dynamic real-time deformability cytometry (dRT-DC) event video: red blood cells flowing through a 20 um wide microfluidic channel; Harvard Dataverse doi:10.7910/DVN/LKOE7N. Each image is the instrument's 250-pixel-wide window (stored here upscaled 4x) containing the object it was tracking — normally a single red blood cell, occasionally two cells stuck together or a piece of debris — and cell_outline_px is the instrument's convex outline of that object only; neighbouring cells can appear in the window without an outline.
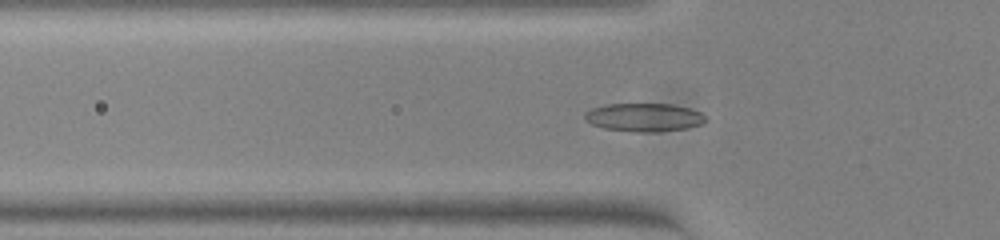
{"species": "common noctule bat (a hibernating species)", "species_latin": "Nyctalus noctula", "temperature_condition": "warm", "stored_images_in_passage": 55, "camera_frame_rate_fps": 3000, "um_per_image_px": 0.085, "animal": {"sex": "female", "body_mass_g": 23.0, "forearm_length_mm": 53.4}, "frame": {"image": 1, "passage_image": 18, "time_ms": 5.667, "image_size_px": [1000, 240], "cell_outline_px": [[708, 120], [704, 124], [688, 128], [656, 132], [636, 132], [604, 128], [592, 124], [584, 120], [584, 112], [592, 108], [604, 104], [672, 104], [688, 108], [700, 112]], "centroid_in_image_um": [54.74, 9.98], "position_along_channel_um": 71.1, "area_um2": 20.11}}
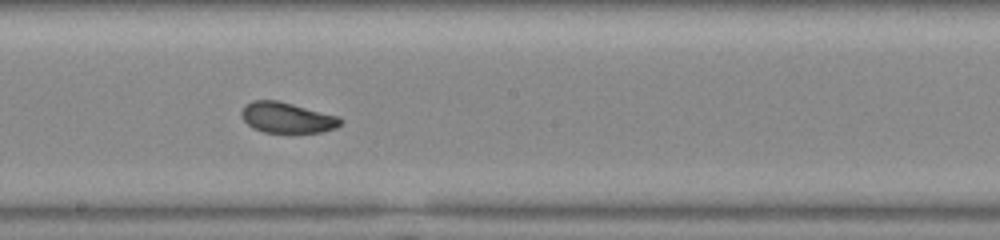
{"frame": {"image": 2, "passage_image": 30, "time_ms": 9.667, "image_size_px": [1000, 240], "cell_outline_px": [[344, 120], [336, 128], [320, 132], [264, 132], [252, 128], [244, 120], [240, 112], [244, 104], [252, 100], [276, 100], [340, 116]], "centroid_in_image_um": [24.39, 9.99], "position_along_channel_um": 223.8, "area_um2": 17.69}}
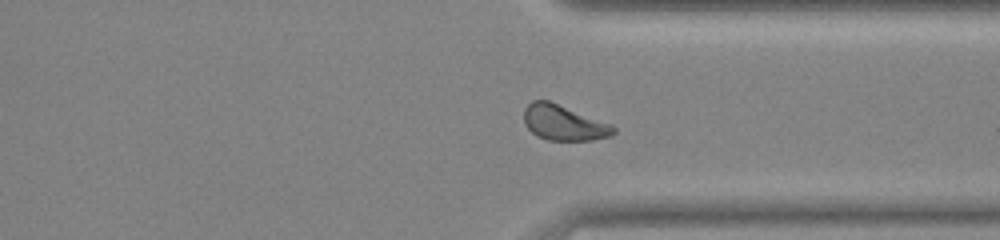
{"frame": {"image": 3, "passage_image": 41, "time_ms": 13.333, "image_size_px": [1000, 240], "cell_outline_px": [[616, 132], [612, 136], [592, 140], [548, 140], [536, 136], [524, 124], [524, 108], [532, 100], [548, 100], [612, 124], [616, 128]], "centroid_in_image_um": [47.92, 10.44], "position_along_channel_um": 363.5, "area_um2": 18.55}, "authors_computed_cell_mechanics": {"area_um2": 18.0914, "velocity_mm_per_s": 3.8127, "shape_relaxation_time_tau1_ms": 8.8562, "shape_relaxation_time_tau2_ms": 1.9181, "deformation_change_tau1": 0.2015, "deformation_change_tau2": 0.0553}}